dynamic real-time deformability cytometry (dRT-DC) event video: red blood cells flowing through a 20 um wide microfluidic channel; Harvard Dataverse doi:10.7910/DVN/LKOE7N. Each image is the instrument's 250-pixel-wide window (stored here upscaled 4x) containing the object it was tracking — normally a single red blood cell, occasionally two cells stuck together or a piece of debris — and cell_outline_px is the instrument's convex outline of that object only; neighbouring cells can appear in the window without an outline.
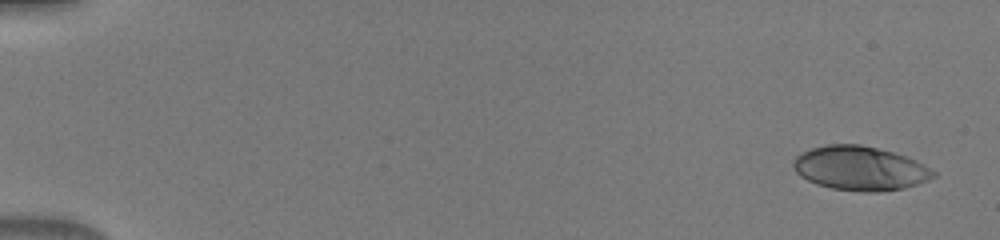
{"species": "human", "species_latin": "Homo sapiens", "temperature_condition": "warm", "stored_images_in_passage": 22, "camera_frame_rate_fps": 3000, "um_per_image_px": 0.085, "donor": {"sex": "male"}, "frame": {"image": 1, "passage_image": 2, "time_ms": 0.333, "image_size_px": [1000, 240], "cell_outline_px": [[936, 176], [928, 180], [904, 188], [876, 192], [860, 192], [832, 188], [816, 184], [800, 176], [792, 168], [792, 160], [800, 152], [812, 148], [828, 144], [860, 144], [908, 156], [924, 164], [936, 172]], "centroid_in_image_um": [73.08, 14.3], "position_along_channel_um": 11.9, "area_um2": 36.24}}
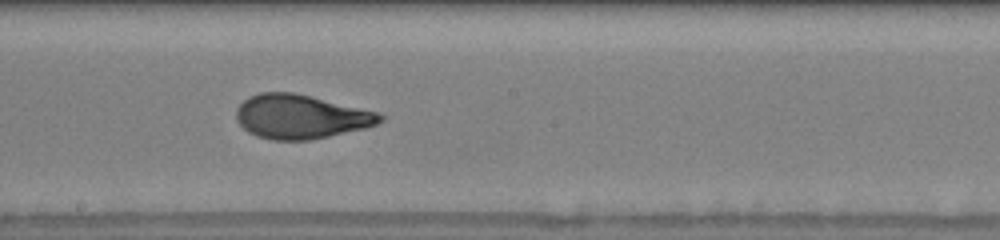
{"frame": {"image": 2, "passage_image": 13, "time_ms": 4.0, "image_size_px": [1000, 240], "cell_outline_px": [[384, 120], [376, 124], [364, 128], [328, 136], [308, 140], [272, 140], [256, 136], [248, 132], [236, 120], [236, 108], [248, 96], [260, 92], [292, 92], [380, 112], [384, 116]], "centroid_in_image_um": [25.54, 9.91], "position_along_channel_um": 222.7, "area_um2": 36.88}}
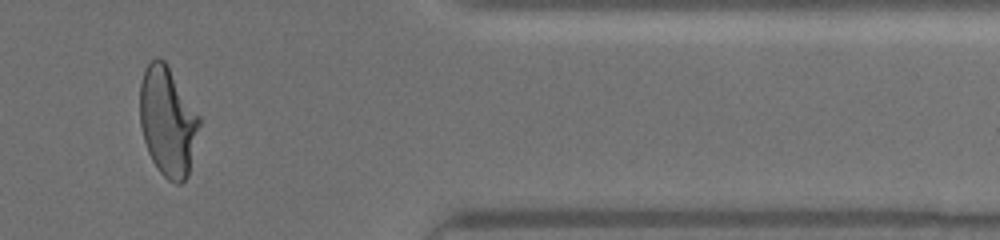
{"frame": {"image": 3, "passage_image": 20, "time_ms": 6.333, "image_size_px": [1000, 240], "cell_outline_px": [[200, 124], [188, 176], [180, 184], [176, 184], [168, 180], [156, 168], [148, 152], [144, 140], [140, 124], [140, 84], [144, 68], [156, 56], [164, 60], [168, 64], [200, 116]], "centroid_in_image_um": [14.25, 10.3], "position_along_channel_um": 397.1, "area_um2": 38.09}}